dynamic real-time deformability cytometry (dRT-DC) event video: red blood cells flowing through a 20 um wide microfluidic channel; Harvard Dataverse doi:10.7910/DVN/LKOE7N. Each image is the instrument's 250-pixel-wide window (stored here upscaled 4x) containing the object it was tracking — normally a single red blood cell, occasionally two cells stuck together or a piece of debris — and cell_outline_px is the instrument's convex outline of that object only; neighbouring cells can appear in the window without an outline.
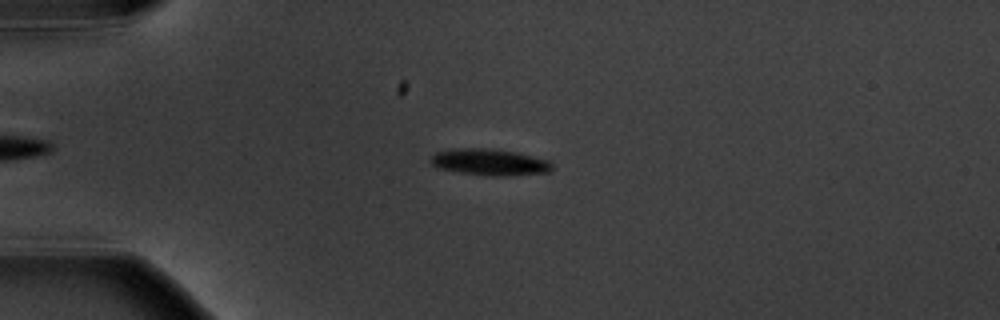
{"species": "common noctule bat (a hibernating species)", "species_latin": "Nyctalus noctula", "temperature_condition": "warm", "stored_images_in_passage": 7, "camera_frame_rate_fps": 3000, "um_per_image_px": 0.085, "animal": {"sex": "male", "body_mass_g": 20.1, "forearm_length_mm": 53.5}, "frame": {"image": 1, "passage_image": 4, "time_ms": 3.333, "image_size_px": [1000, 320], "cell_outline_px": [[556, 168], [552, 172], [508, 176], [492, 176], [460, 172], [436, 168], [432, 164], [432, 156], [436, 152], [460, 148], [488, 148], [516, 152], [552, 160]], "centroid_in_image_um": [41.74, 13.79], "position_along_channel_um": 43.3, "area_um2": 19.02}}
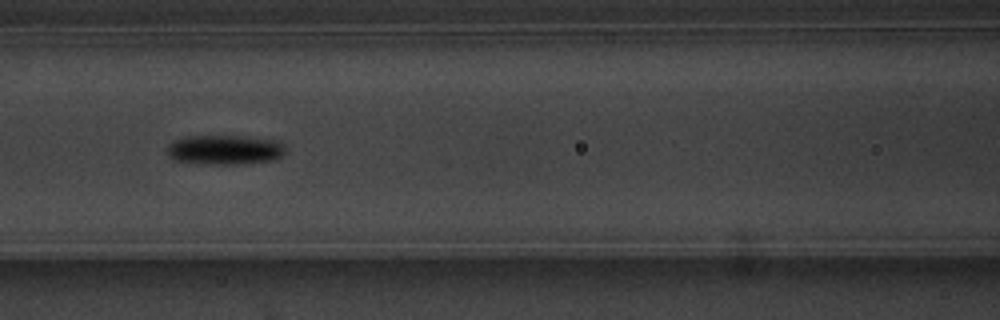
{"frame": {"image": 2, "passage_image": 7, "time_ms": 7.0, "image_size_px": [1000, 320], "cell_outline_px": [[284, 152], [280, 156], [272, 160], [248, 164], [208, 164], [172, 160], [168, 156], [168, 144], [172, 140], [184, 136], [240, 136], [272, 140], [284, 144]], "centroid_in_image_um": [19.04, 12.73], "position_along_channel_um": 147.6, "area_um2": 20.46}}